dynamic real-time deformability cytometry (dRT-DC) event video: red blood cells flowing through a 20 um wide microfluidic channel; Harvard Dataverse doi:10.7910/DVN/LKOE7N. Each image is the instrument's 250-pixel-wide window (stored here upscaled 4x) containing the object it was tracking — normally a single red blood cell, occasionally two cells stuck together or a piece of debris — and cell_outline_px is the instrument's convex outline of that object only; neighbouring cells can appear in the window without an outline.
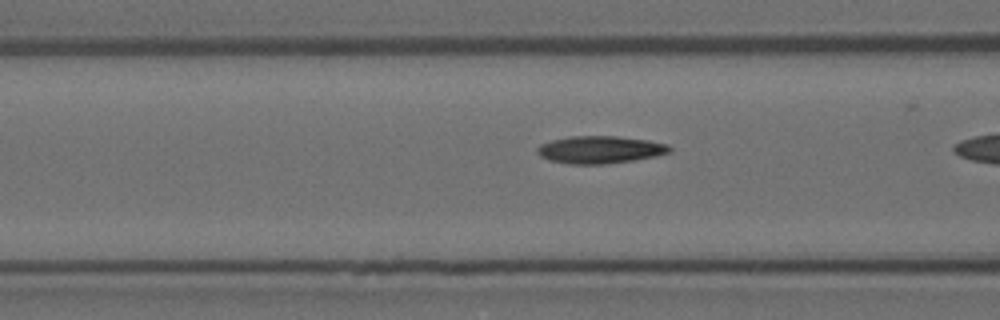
{"species": "Egyptian fruit bat (a non-hibernating species)", "species_latin": "Rousettus aegyptiacus", "temperature_condition": "room temperature", "stored_images_in_passage": 18, "camera_frame_rate_fps": 3000, "um_per_image_px": 0.085, "animal": {"sex": "female"}, "frame": {"image": 1, "passage_image": 15, "time_ms": 4.667, "image_size_px": [1000, 320], "cell_outline_px": [[672, 152], [656, 156], [632, 160], [604, 164], [568, 164], [548, 160], [540, 156], [536, 152], [536, 148], [540, 144], [552, 140], [572, 136], [616, 136], [648, 140], [668, 144], [672, 148]], "centroid_in_image_um": [51.0, 12.72], "position_along_channel_um": 115.6, "area_um2": 21.27}}